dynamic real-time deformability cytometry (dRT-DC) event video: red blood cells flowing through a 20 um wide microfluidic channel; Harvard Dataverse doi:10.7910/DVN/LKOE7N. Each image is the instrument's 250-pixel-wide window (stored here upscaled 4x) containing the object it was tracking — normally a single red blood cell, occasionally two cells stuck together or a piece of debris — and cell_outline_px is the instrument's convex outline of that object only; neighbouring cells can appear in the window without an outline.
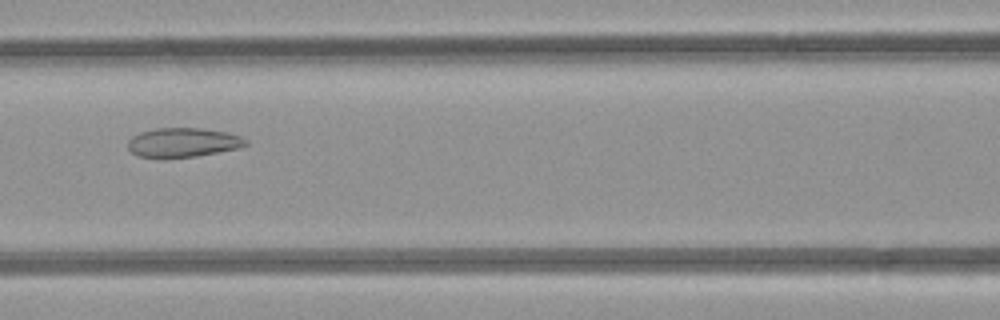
{"species": "common noctule bat (a hibernating species)", "species_latin": "Nyctalus noctula", "temperature_condition": "room temperature", "stored_images_in_passage": 4, "camera_frame_rate_fps": 3000, "um_per_image_px": 0.085, "animal": {"sex": "female", "body_mass_g": 21.9}, "frame": {"image": 1, "passage_image": 4, "time_ms": 3.333, "image_size_px": [1000, 320], "cell_outline_px": [[248, 144], [236, 148], [196, 156], [136, 156], [128, 148], [128, 140], [132, 136], [140, 132], [156, 128], [200, 128], [228, 132], [240, 136], [248, 140]], "centroid_in_image_um": [15.55, 12.08], "position_along_channel_um": 151.0, "area_um2": 19.65}}